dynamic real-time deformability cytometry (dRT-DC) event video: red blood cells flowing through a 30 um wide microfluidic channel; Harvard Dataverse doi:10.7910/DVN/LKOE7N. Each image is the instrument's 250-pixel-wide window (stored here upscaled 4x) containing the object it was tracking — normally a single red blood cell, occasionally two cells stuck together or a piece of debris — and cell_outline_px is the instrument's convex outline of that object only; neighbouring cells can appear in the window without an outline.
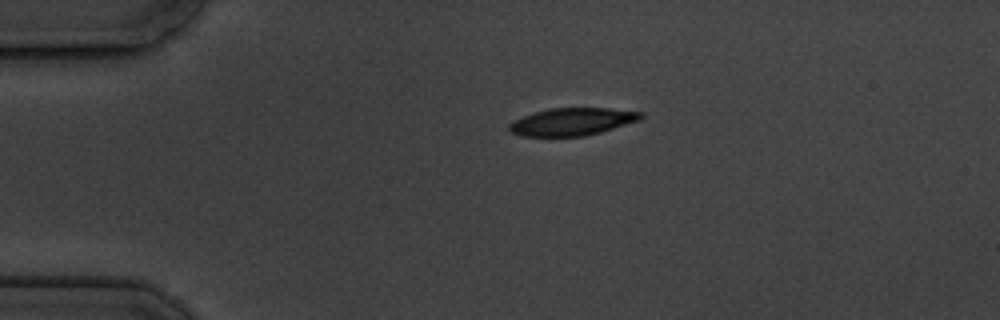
{"species": "common noctule bat (a hibernating species)", "species_latin": "Nyctalus noctula", "temperature_condition": "cold", "stored_images_in_passage": 3, "camera_frame_rate_fps": 3000, "um_per_image_px": 0.085, "animal": {"sex": "male", "body_mass_g": 19.5, "forearm_length_mm": 54.6}, "frame": {"image": 1, "passage_image": 1, "time_ms": 0.0, "image_size_px": [1000, 320], "cell_outline_px": [[644, 116], [640, 120], [600, 132], [584, 136], [524, 136], [508, 132], [508, 124], [524, 116], [536, 112], [552, 108], [608, 108], [644, 112]], "centroid_in_image_um": [48.65, 10.34], "position_along_channel_um": 36.3, "area_um2": 20.98}}
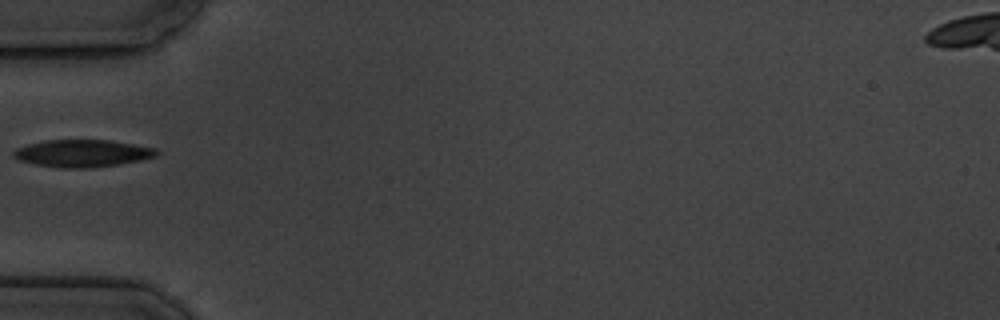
{"frame": {"image": 2, "passage_image": 3, "time_ms": 2.333, "image_size_px": [1000, 320], "cell_outline_px": [[160, 152], [156, 156], [140, 160], [120, 164], [92, 168], [64, 168], [36, 164], [20, 160], [12, 156], [12, 152], [16, 148], [28, 144], [44, 140], [108, 140], [156, 148]], "centroid_in_image_um": [7.0, 13.03], "position_along_channel_um": 78.0, "area_um2": 22.72}}